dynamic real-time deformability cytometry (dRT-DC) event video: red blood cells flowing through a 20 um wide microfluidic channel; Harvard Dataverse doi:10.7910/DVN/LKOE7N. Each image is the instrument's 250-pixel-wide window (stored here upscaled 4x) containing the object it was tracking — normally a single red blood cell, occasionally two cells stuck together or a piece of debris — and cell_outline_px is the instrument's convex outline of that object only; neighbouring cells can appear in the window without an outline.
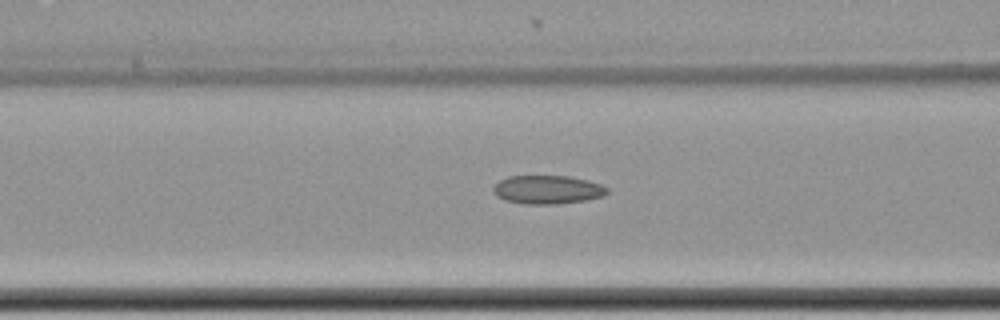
{"species": "common noctule bat (a hibernating species)", "species_latin": "Nyctalus noctula", "temperature_condition": "cold", "stored_images_in_passage": 11, "camera_frame_rate_fps": 3000, "um_per_image_px": 0.085, "animal": {"sex": "female", "body_mass_g": 22.7, "forearm_length_mm": 54.2}, "frame": {"image": 1, "passage_image": 5, "time_ms": 1.333, "image_size_px": [1000, 320], "cell_outline_px": [[608, 192], [604, 196], [584, 200], [552, 204], [524, 204], [504, 200], [496, 196], [492, 192], [492, 188], [500, 180], [508, 176], [568, 176], [588, 180], [600, 184], [608, 188]], "centroid_in_image_um": [46.51, 16.12], "position_along_channel_um": 120.1, "area_um2": 18.96}}
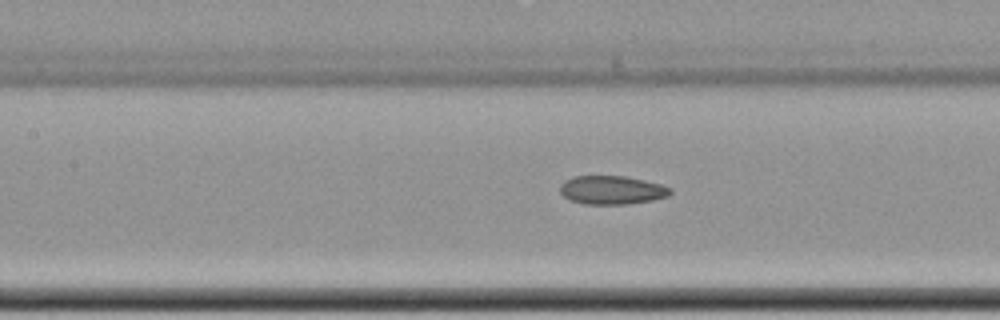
{"frame": {"image": 2, "passage_image": 8, "time_ms": 2.333, "image_size_px": [1000, 320], "cell_outline_px": [[672, 192], [668, 196], [652, 200], [628, 204], [584, 204], [572, 200], [564, 196], [560, 192], [560, 184], [564, 180], [572, 176], [624, 176], [644, 180], [660, 184], [672, 188]], "centroid_in_image_um": [52.0, 16.15], "position_along_channel_um": 155.4, "area_um2": 18.38}}